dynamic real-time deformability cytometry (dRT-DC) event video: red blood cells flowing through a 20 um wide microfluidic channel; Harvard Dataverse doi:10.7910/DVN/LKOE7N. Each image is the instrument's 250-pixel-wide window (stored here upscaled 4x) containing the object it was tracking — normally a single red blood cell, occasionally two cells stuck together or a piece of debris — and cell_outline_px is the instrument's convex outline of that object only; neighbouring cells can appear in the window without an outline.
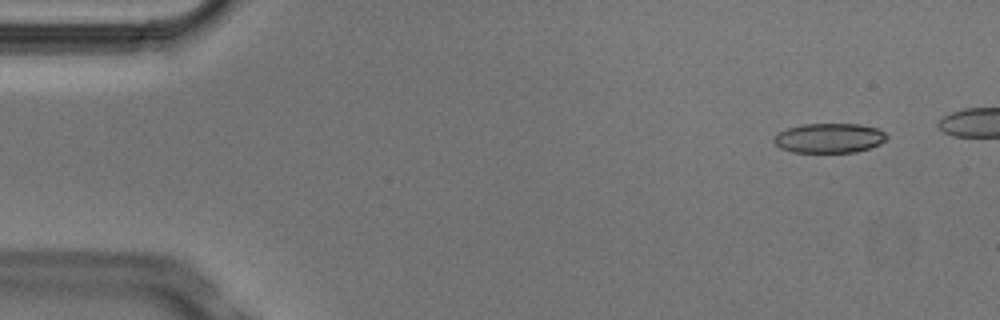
{"species": "Egyptian fruit bat (a non-hibernating species)", "species_latin": "Rousettus aegyptiacus", "temperature_condition": "cold", "stored_images_in_passage": 5, "camera_frame_rate_fps": 3000, "um_per_image_px": 0.085, "animal": {"sex": "male"}, "frame": {"image": 1, "passage_image": 1, "time_ms": 0.0, "image_size_px": [1000, 320], "cell_outline_px": [[888, 136], [880, 144], [856, 152], [792, 152], [780, 148], [772, 140], [776, 132], [788, 128], [804, 124], [860, 124], [880, 128]], "centroid_in_image_um": [70.47, 11.73], "position_along_channel_um": 14.5, "area_um2": 19.59}}